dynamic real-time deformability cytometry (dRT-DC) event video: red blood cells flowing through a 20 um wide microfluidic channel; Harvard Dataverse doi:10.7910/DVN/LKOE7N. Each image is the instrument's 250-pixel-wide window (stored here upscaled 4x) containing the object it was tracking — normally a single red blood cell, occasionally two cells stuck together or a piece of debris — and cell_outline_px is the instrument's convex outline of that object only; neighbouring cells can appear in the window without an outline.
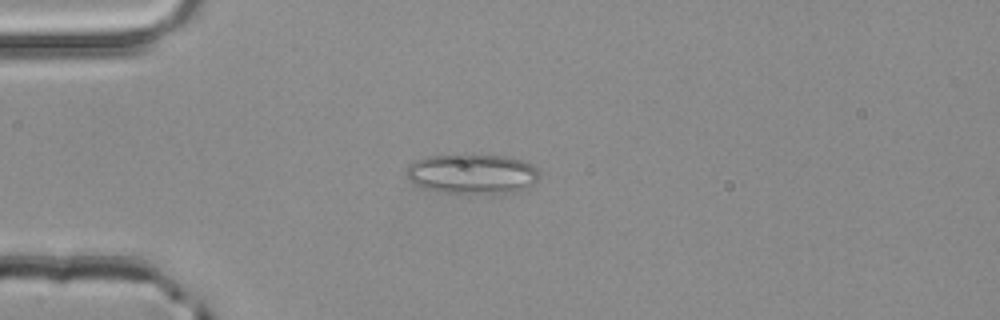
{"species": "common noctule bat (a hibernating species)", "species_latin": "Nyctalus noctula", "temperature_condition": "room temperature", "stored_images_in_passage": 41, "camera_frame_rate_fps": 3000, "um_per_image_px": 0.085, "animal": {"sex": "male", "body_mass_g": 20.4}, "frame": {"image": 1, "passage_image": 3, "time_ms": 0.667, "image_size_px": [1000, 320], "cell_outline_px": [[540, 176], [532, 184], [516, 192], [440, 192], [424, 188], [412, 184], [408, 180], [404, 172], [416, 160], [428, 156], [460, 152], [472, 152], [504, 156], [520, 160], [532, 164], [540, 172]], "centroid_in_image_um": [40.09, 14.72], "position_along_channel_um": 44.9, "area_um2": 31.5}}
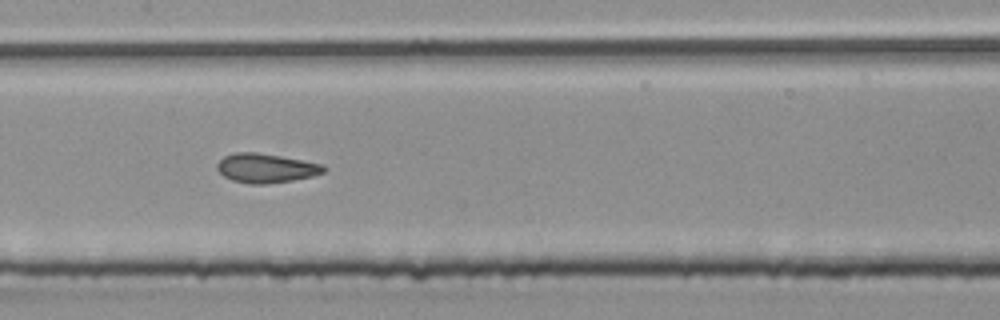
{"frame": {"image": 2, "passage_image": 15, "time_ms": 4.667, "image_size_px": [1000, 320], "cell_outline_px": [[328, 168], [324, 172], [312, 176], [292, 180], [264, 184], [252, 184], [232, 180], [224, 176], [216, 168], [216, 164], [224, 156], [236, 152], [256, 152], [280, 156], [324, 164]], "centroid_in_image_um": [22.61, 14.28], "position_along_channel_um": 184.8, "area_um2": 18.09}}
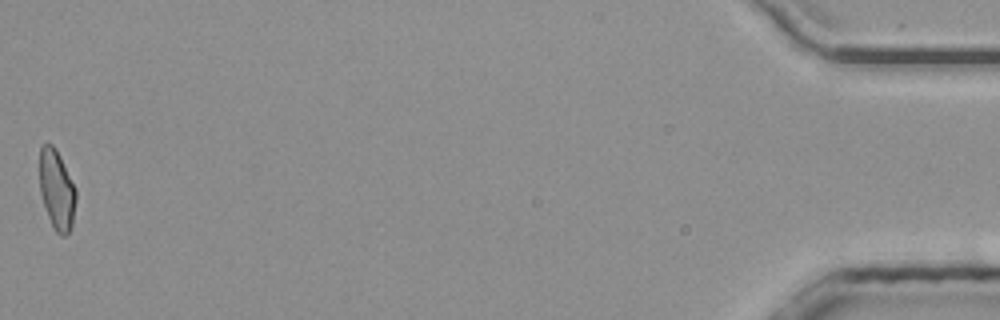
{"frame": {"image": 3, "passage_image": 41, "time_ms": 13.333, "image_size_px": [1000, 320], "cell_outline_px": [[76, 200], [72, 224], [68, 232], [64, 236], [60, 236], [56, 232], [48, 216], [40, 192], [40, 148], [44, 144], [52, 144], [56, 148], [76, 188]], "centroid_in_image_um": [4.83, 16.12], "position_along_channel_um": 430.4, "area_um2": 16.76}, "authors_computed_cell_mechanics": {"area_um2": 17.5134, "velocity_mm_per_s": 4.0277, "shape_relaxation_time_tau1_ms": 5.3512, "shape_relaxation_time_tau2_ms": 1.4787, "deformation_change_tau1": 0.1411, "deformation_change_tau2": 0.0927}}